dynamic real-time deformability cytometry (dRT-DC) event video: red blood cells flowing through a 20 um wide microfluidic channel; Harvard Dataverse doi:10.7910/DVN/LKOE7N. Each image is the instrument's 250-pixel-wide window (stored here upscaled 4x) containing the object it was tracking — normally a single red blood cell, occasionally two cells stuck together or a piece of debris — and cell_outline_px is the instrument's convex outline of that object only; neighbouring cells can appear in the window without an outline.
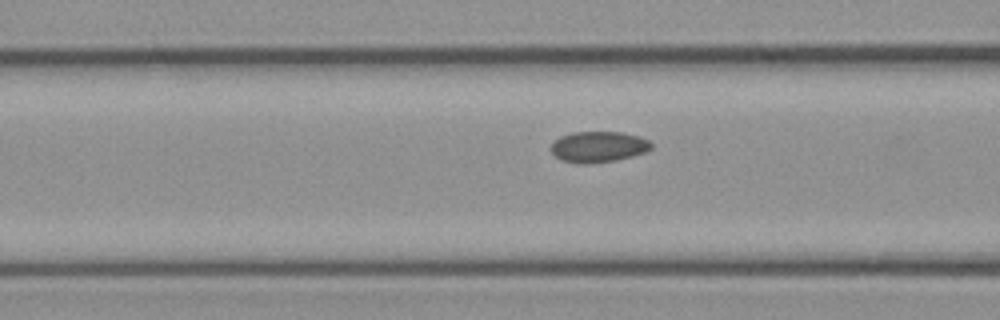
{"species": "common noctule bat (a hibernating species)", "species_latin": "Nyctalus noctula", "temperature_condition": "cold", "stored_images_in_passage": 5, "segment_of_instrument_passage": [2, 2], "camera_frame_rate_fps": 3000, "um_per_image_px": 0.085, "animal": {"sex": "female", "body_mass_g": 21.9}, "frame": {"image": 1, "passage_image": 5, "time_ms": 1.333, "image_size_px": [1000, 320], "cell_outline_px": [[652, 148], [644, 152], [632, 156], [616, 160], [588, 164], [576, 164], [560, 160], [548, 148], [560, 136], [572, 132], [620, 132], [640, 136], [648, 140], [652, 144]], "centroid_in_image_um": [50.83, 12.48], "position_along_channel_um": 115.8, "area_um2": 18.21}}